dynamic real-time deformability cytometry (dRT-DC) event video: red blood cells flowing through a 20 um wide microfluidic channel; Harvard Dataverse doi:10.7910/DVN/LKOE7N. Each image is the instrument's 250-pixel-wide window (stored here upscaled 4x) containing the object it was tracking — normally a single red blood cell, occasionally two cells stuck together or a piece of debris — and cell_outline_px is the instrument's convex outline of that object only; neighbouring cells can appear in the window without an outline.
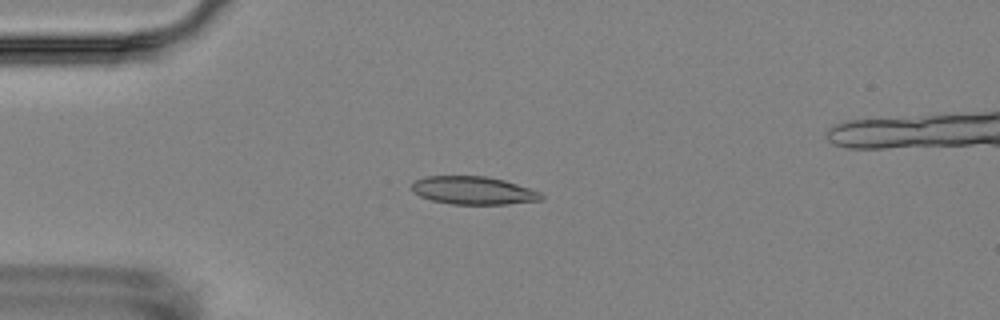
{"species": "Egyptian fruit bat (a non-hibernating species)", "species_latin": "Rousettus aegyptiacus", "temperature_condition": "room temperature", "stored_images_in_passage": 6, "camera_frame_rate_fps": 3000, "um_per_image_px": 0.085, "animal": {"sex": "female"}, "frame": {"image": 1, "passage_image": 4, "time_ms": 3.333, "image_size_px": [1000, 320], "cell_outline_px": [[544, 200], [508, 204], [452, 204], [432, 200], [420, 196], [412, 192], [412, 184], [416, 180], [424, 176], [484, 176], [504, 180], [540, 192], [544, 196]], "centroid_in_image_um": [40.23, 16.19], "position_along_channel_um": 44.8, "area_um2": 21.1}}